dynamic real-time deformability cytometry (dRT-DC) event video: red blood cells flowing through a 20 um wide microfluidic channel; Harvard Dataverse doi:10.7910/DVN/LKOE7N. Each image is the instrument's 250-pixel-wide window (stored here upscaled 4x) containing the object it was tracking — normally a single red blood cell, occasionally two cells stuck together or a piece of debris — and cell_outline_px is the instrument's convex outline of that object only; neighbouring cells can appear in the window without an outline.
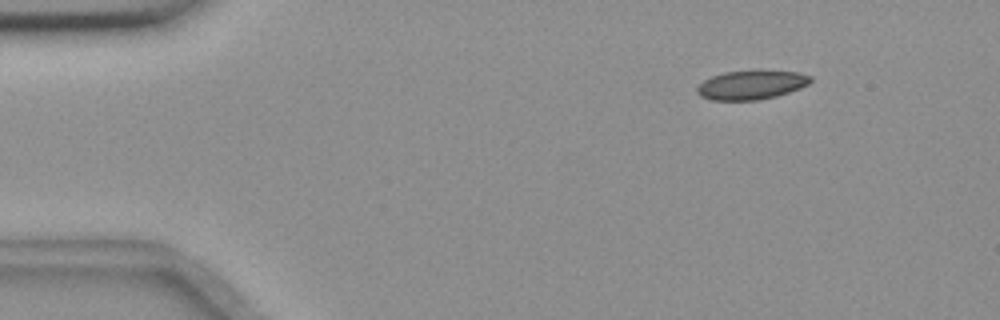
{"species": "common noctule bat (a hibernating species)", "species_latin": "Nyctalus noctula", "temperature_condition": "room temperature", "stored_images_in_passage": 51, "camera_frame_rate_fps": 3000, "um_per_image_px": 0.085, "animal": {"sex": "female", "body_mass_g": 18.4}, "frame": {"image": 1, "passage_image": 2, "time_ms": 0.333, "image_size_px": [1000, 320], "cell_outline_px": [[812, 80], [808, 84], [800, 88], [776, 96], [760, 100], [712, 100], [700, 96], [696, 92], [696, 88], [704, 80], [712, 76], [724, 72], [756, 68], [760, 68], [800, 72], [812, 76]], "centroid_in_image_um": [63.89, 7.17], "position_along_channel_um": 21.1, "area_um2": 19.94}}
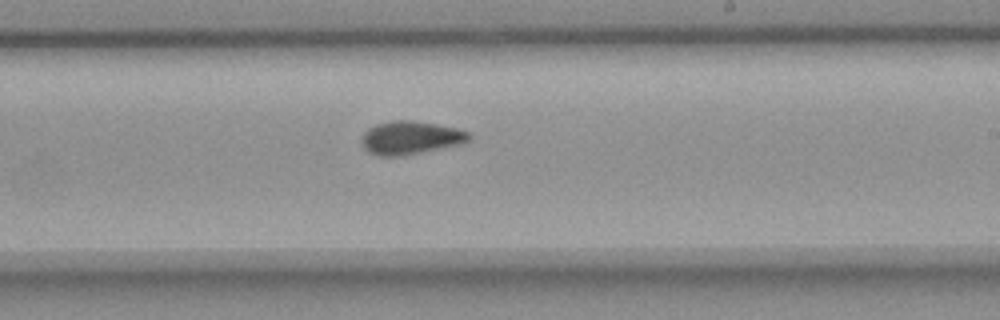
{"frame": {"image": 2, "passage_image": 28, "time_ms": 9.0, "image_size_px": [1000, 320], "cell_outline_px": [[472, 140], [464, 144], [400, 156], [376, 156], [368, 152], [364, 148], [360, 140], [364, 132], [368, 128], [376, 124], [392, 120], [412, 120], [436, 124], [456, 128], [472, 132]], "centroid_in_image_um": [34.93, 11.71], "position_along_channel_um": 254.1, "area_um2": 21.21}}
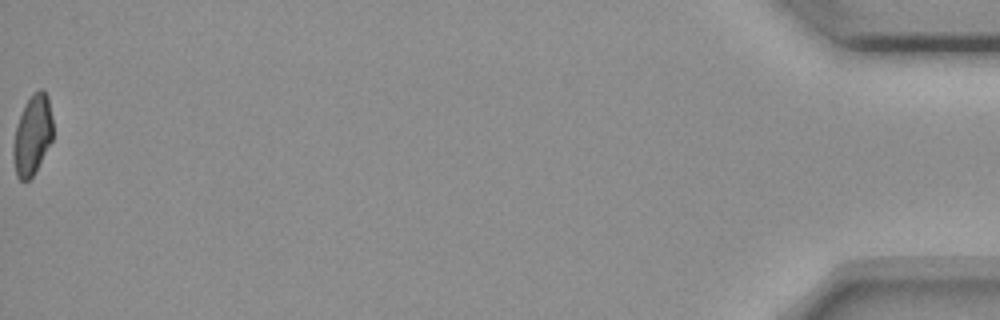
{"frame": {"image": 3, "passage_image": 51, "time_ms": 16.667, "image_size_px": [1000, 320], "cell_outline_px": [[52, 140], [32, 176], [28, 180], [20, 180], [16, 176], [12, 156], [12, 144], [16, 128], [24, 104], [32, 92], [40, 88], [44, 88], [48, 96], [52, 116]], "centroid_in_image_um": [2.74, 11.43], "position_along_channel_um": 432.5, "area_um2": 18.55}, "authors_computed_cell_mechanics": {"area_um2": 19.941, "velocity_mm_per_s": 3.6335, "shape_relaxation_time_tau1_ms": 10.3675, "shape_relaxation_time_tau2_ms": 2.0224, "deformation_change_tau1": 0.1651, "deformation_change_tau2": 0.0761}}